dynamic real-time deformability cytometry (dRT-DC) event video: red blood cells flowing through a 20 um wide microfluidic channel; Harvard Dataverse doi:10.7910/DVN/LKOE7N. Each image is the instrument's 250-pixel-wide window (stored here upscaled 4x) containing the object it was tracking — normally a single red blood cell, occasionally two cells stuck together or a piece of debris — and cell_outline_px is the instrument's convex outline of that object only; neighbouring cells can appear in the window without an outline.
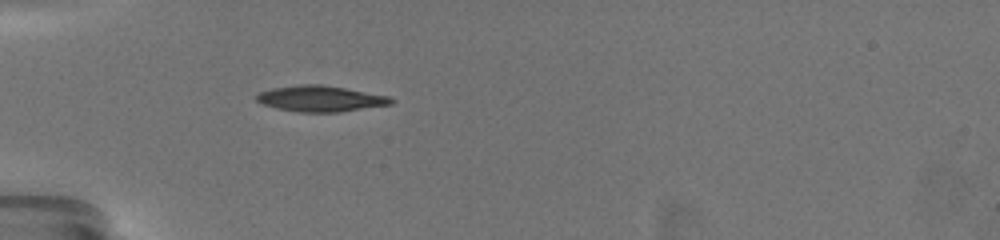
{"species": "common noctule bat (a hibernating species)", "species_latin": "Nyctalus noctula", "temperature_condition": "warm", "stored_images_in_passage": 40, "camera_frame_rate_fps": 3000, "um_per_image_px": 0.085, "animal": {"sex": "female", "body_mass_g": 19.5, "forearm_length_mm": 54.1}, "frame": {"image": 1, "passage_image": 1, "time_ms": 0.0, "image_size_px": [1000, 240], "cell_outline_px": [[396, 100], [392, 104], [340, 112], [296, 112], [276, 108], [264, 104], [256, 100], [252, 96], [260, 92], [272, 88], [304, 84], [320, 84], [344, 88], [388, 96]], "centroid_in_image_um": [27.22, 8.39], "position_along_channel_um": 57.8, "area_um2": 20.29}, "authors_computed_cell_mechanics": {"area_um2": 20.6057, "velocity_mm_per_s": 3.5165, "shape_relaxation_time_tau1_ms": 4.4073, "shape_relaxation_time_tau2_ms": 3.3227, "deformation_change_tau1": 0.1943, "deformation_change_tau2": 0.0922}}